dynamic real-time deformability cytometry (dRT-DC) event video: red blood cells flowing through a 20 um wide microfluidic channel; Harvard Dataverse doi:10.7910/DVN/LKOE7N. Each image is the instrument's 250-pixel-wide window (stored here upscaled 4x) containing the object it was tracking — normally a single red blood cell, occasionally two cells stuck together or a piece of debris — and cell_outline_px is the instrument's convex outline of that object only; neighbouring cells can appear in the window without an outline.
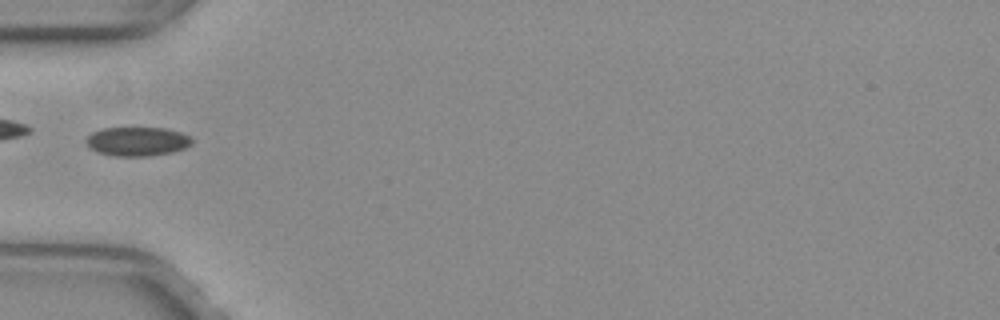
{"species": "common noctule bat (a hibernating species)", "species_latin": "Nyctalus noctula", "temperature_condition": "warm", "stored_images_in_passage": 33, "camera_frame_rate_fps": 3000, "um_per_image_px": 0.085, "animal": {"sex": "female", "body_mass_g": 29.2, "forearm_length_mm": 56.3}, "frame": {"image": 1, "passage_image": 1, "time_ms": 0.0, "image_size_px": [1000, 320], "cell_outline_px": [[192, 144], [184, 148], [172, 152], [148, 156], [112, 156], [96, 152], [84, 140], [92, 132], [104, 128], [164, 128], [180, 132], [188, 136], [192, 140]], "centroid_in_image_um": [11.65, 12.02], "position_along_channel_um": 73.4, "area_um2": 17.8}, "authors_computed_cell_mechanics": {"area_um2": 17.8602, "velocity_mm_per_s": 4.0448, "shape_relaxation_time_tau1_ms": null, "shape_relaxation_time_tau2_ms": 2.1057, "deformation_change_tau1": null, "deformation_change_tau2": 0.0671}}